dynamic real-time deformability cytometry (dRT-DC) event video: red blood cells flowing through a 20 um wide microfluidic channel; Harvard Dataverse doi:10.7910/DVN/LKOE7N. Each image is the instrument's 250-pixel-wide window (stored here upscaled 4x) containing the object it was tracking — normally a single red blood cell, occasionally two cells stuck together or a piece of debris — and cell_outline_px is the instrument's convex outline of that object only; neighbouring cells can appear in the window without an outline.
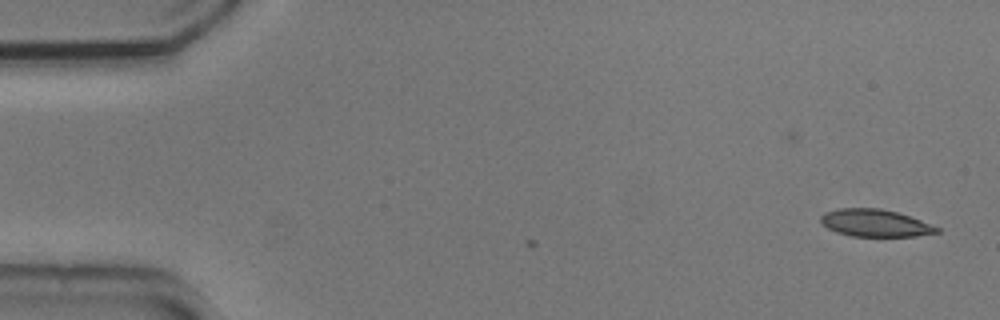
{"species": "common noctule bat (a hibernating species)", "species_latin": "Nyctalus noctula", "temperature_condition": "cold", "stored_images_in_passage": 4, "camera_frame_rate_fps": 3000, "um_per_image_px": 0.085, "animal": {"sex": "male", "body_mass_g": 20.5, "forearm_length_mm": 52.5}, "frame": {"image": 1, "passage_image": 4, "time_ms": 1.0, "image_size_px": [1000, 320], "cell_outline_px": [[940, 232], [916, 236], [852, 236], [836, 232], [820, 224], [820, 216], [824, 212], [840, 208], [880, 208], [896, 212], [920, 220], [940, 228]], "centroid_in_image_um": [74.34, 18.95], "position_along_channel_um": 10.7, "area_um2": 18.44}}